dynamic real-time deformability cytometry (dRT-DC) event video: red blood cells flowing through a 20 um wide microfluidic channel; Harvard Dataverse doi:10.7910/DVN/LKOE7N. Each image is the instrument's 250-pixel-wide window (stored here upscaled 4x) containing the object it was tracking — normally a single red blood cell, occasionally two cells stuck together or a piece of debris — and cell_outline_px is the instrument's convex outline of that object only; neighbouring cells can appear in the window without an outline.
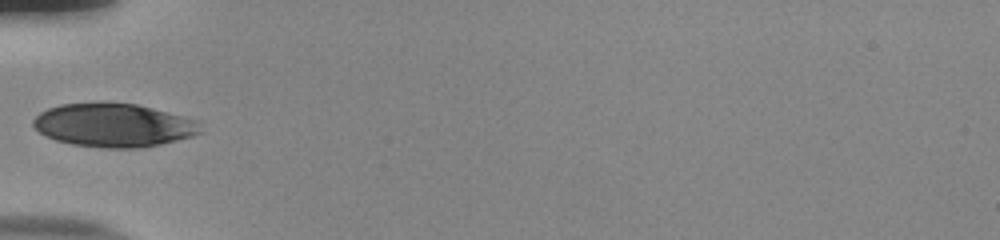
{"species": "human", "species_latin": "Homo sapiens", "temperature_condition": "room temperature", "stored_images_in_passage": 35, "camera_frame_rate_fps": 3000, "um_per_image_px": 0.085, "donor": {"sex": "male"}, "frame": {"image": 1, "passage_image": 1, "time_ms": 0.0, "image_size_px": [1000, 240], "cell_outline_px": [[200, 132], [192, 136], [160, 144], [140, 148], [108, 148], [72, 144], [56, 140], [40, 132], [32, 124], [32, 120], [40, 112], [48, 108], [60, 104], [100, 100], [136, 104], [152, 108], [180, 116], [192, 120]], "centroid_in_image_um": [9.55, 10.61], "position_along_channel_um": 75.5, "area_um2": 42.25}}
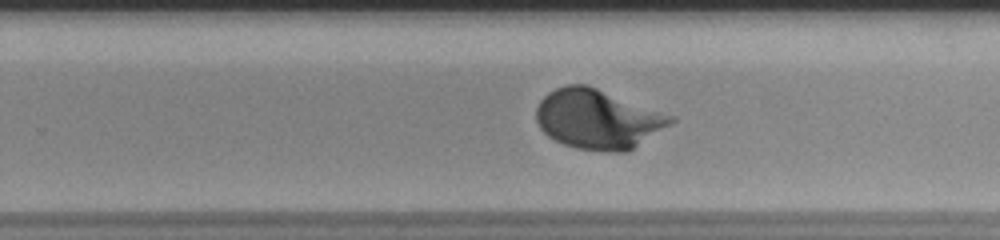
{"frame": {"image": 2, "passage_image": 17, "time_ms": 5.333, "image_size_px": [1000, 240], "cell_outline_px": [[676, 120], [672, 124], [628, 152], [604, 152], [576, 148], [564, 144], [548, 136], [540, 128], [536, 120], [536, 108], [540, 100], [548, 92], [556, 88], [568, 84], [588, 84], [676, 116]], "centroid_in_image_um": [50.85, 10.12], "position_along_channel_um": 278.9, "area_um2": 47.22}}
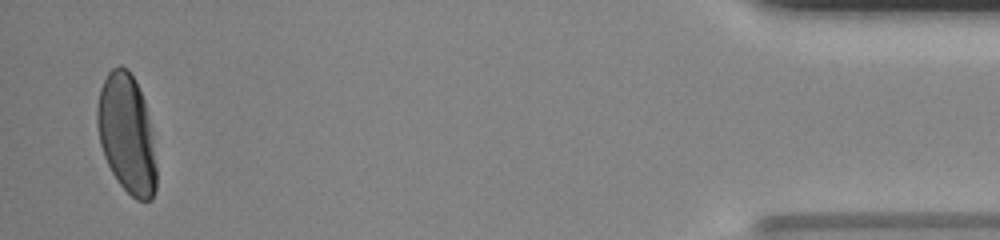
{"frame": {"image": 3, "passage_image": 34, "time_ms": 11.0, "image_size_px": [1000, 240], "cell_outline_px": [[156, 188], [152, 200], [136, 200], [116, 180], [104, 156], [100, 144], [96, 124], [96, 108], [100, 88], [108, 72], [112, 68], [120, 64], [128, 68], [136, 80], [144, 100], [152, 136], [156, 164]], "centroid_in_image_um": [10.76, 11.35], "position_along_channel_um": 424.4, "area_um2": 41.21}, "authors_computed_cell_mechanics": {"area_um2": 43.8124, "velocity_mm_per_s": 3.8206, "shape_relaxation_time_tau1_ms": 2.45, "shape_relaxation_time_tau2_ms": null, "deformation_change_tau1": 0.144, "deformation_change_tau2": null}}